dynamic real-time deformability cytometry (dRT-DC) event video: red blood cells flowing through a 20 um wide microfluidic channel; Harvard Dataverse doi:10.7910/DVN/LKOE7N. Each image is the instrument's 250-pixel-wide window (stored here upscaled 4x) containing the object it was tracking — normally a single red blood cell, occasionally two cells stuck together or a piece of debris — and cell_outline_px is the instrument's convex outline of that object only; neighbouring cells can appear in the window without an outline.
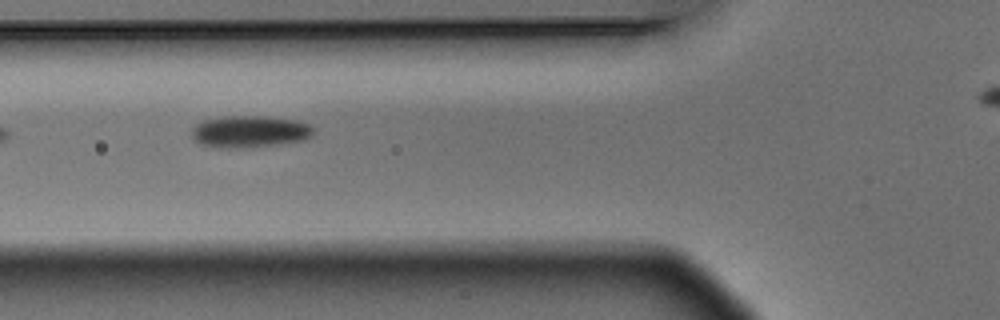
{"species": "Egyptian fruit bat (a non-hibernating species)", "species_latin": "Rousettus aegyptiacus", "temperature_condition": "warm", "stored_images_in_passage": 10, "camera_frame_rate_fps": 3000, "um_per_image_px": 0.085, "animal": {"sex": "male"}, "frame": {"image": 1, "passage_image": 5, "time_ms": 1.333, "image_size_px": [1000, 320], "cell_outline_px": [[312, 132], [304, 140], [280, 144], [252, 148], [216, 148], [200, 144], [192, 136], [192, 128], [196, 124], [204, 120], [228, 116], [268, 116], [296, 120], [308, 124], [312, 128]], "centroid_in_image_um": [21.19, 11.2], "position_along_channel_um": 104.6, "area_um2": 22.72}}
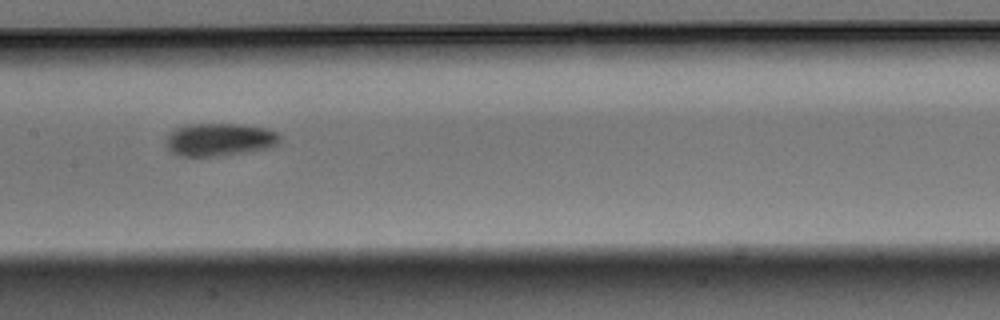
{"frame": {"image": 2, "passage_image": 7, "time_ms": 2.0, "image_size_px": [1000, 320], "cell_outline_px": [[280, 144], [268, 148], [200, 160], [176, 156], [164, 144], [172, 128], [188, 124], [240, 124], [268, 128], [276, 132], [280, 136]], "centroid_in_image_um": [18.6, 11.91], "position_along_channel_um": 188.8, "area_um2": 22.83}}
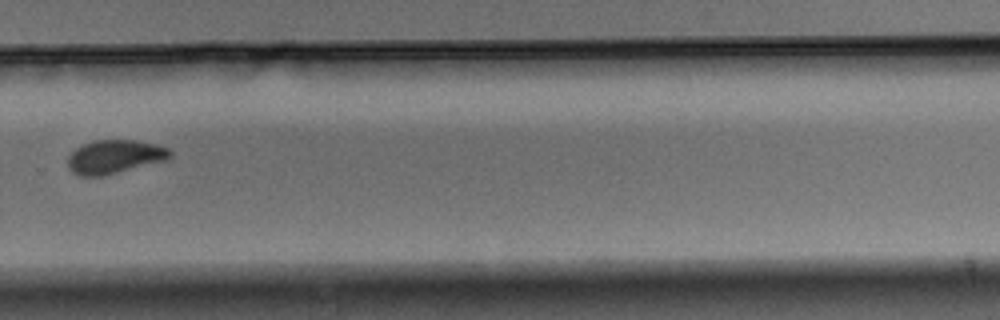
{"frame": {"image": 3, "passage_image": 10, "time_ms": 3.0, "image_size_px": [1000, 320], "cell_outline_px": [[172, 156], [164, 160], [104, 176], [80, 176], [72, 172], [68, 168], [68, 156], [76, 148], [92, 140], [136, 140], [156, 144], [168, 148], [172, 152]], "centroid_in_image_um": [9.72, 13.32], "position_along_channel_um": 320.1, "area_um2": 20.0}}